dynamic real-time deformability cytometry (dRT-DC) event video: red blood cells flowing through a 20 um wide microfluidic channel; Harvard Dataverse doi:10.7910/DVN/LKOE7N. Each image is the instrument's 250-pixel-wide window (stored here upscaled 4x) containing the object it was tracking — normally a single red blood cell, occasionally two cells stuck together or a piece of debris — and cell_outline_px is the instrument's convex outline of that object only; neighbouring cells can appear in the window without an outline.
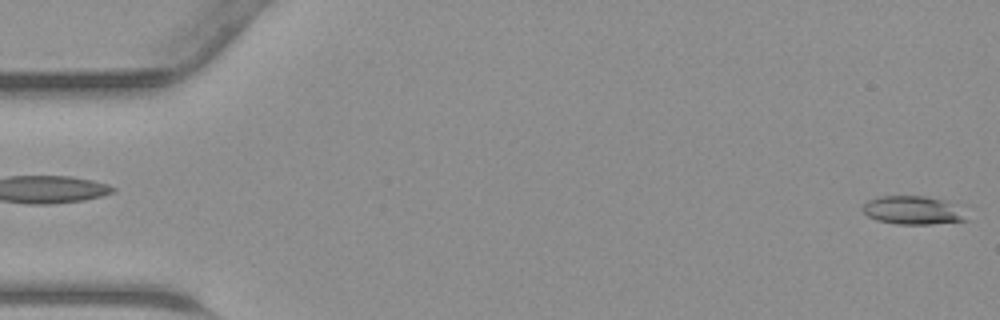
{"species": "common noctule bat (a hibernating species)", "species_latin": "Nyctalus noctula", "temperature_condition": "warm", "stored_images_in_passage": 46, "segment_of_instrument_passage": [1, 2], "camera_frame_rate_fps": 3000, "um_per_image_px": 0.085, "animal": {"sex": "male", "body_mass_g": 23.1, "forearm_length_mm": 52.7}, "frame": {"image": 1, "passage_image": 1, "time_ms": 0.0, "image_size_px": [1000, 320], "cell_outline_px": [[968, 220], [932, 224], [896, 224], [876, 220], [868, 216], [864, 212], [864, 204], [868, 200], [880, 196], [924, 196], [940, 200]], "centroid_in_image_um": [77.41, 17.89], "position_along_channel_um": 7.6, "area_um2": 16.18}}
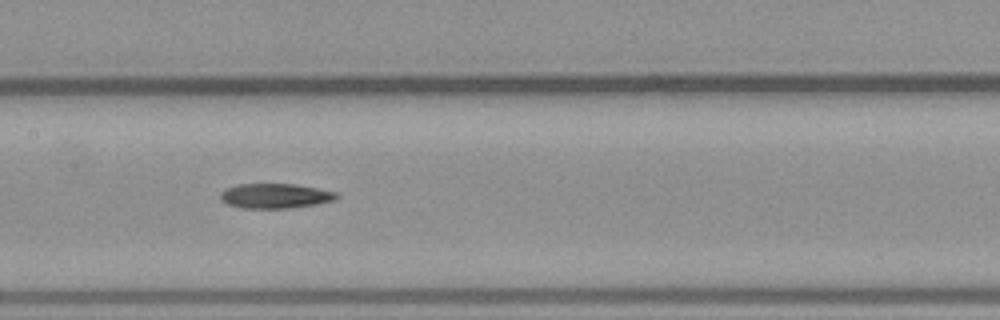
{"frame": {"image": 2, "passage_image": 22, "time_ms": 7.0, "image_size_px": [1000, 320], "cell_outline_px": [[340, 196], [332, 200], [316, 204], [288, 208], [240, 208], [228, 204], [220, 200], [220, 192], [236, 184], [292, 184], [316, 188], [336, 192]], "centroid_in_image_um": [23.35, 16.65], "position_along_channel_um": 184.1, "area_um2": 16.65}}
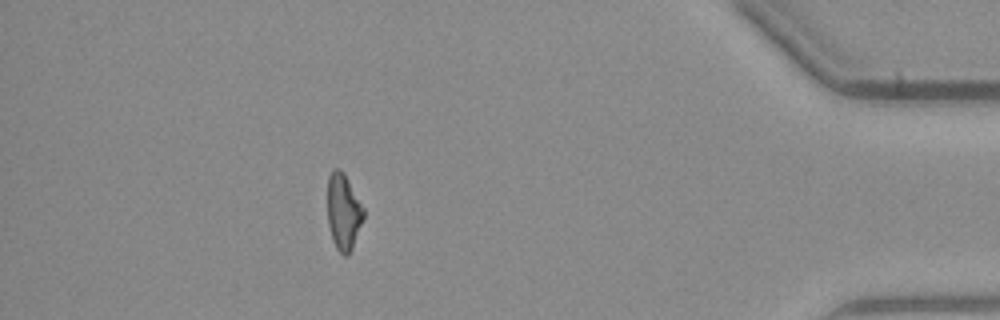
{"frame": {"image": 3, "passage_image": 40, "time_ms": 13.0, "image_size_px": [1000, 320], "cell_outline_px": [[364, 216], [352, 248], [348, 256], [344, 256], [336, 248], [332, 240], [328, 224], [328, 176], [336, 168], [340, 168], [344, 172], [364, 208]], "centroid_in_image_um": [29.19, 18.0], "position_along_channel_um": 406.0, "area_um2": 15.95}}